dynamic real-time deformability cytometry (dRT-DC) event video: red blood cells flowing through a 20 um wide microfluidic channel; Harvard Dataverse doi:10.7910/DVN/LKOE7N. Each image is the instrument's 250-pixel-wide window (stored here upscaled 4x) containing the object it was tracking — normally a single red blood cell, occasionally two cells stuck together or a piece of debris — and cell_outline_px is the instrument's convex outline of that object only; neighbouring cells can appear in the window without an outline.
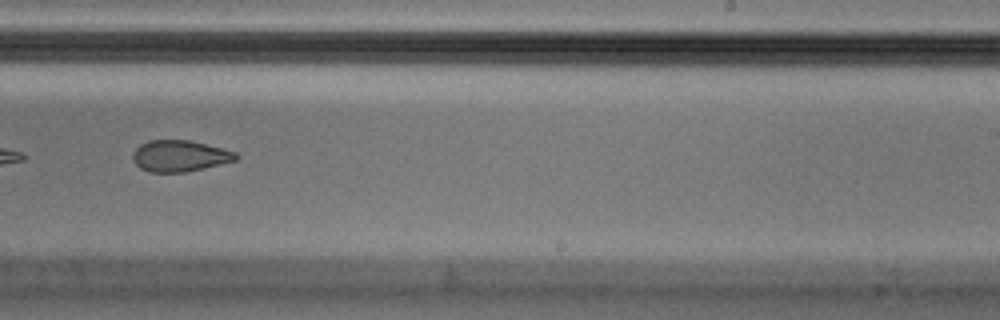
{"species": "Egyptian fruit bat (a non-hibernating species)", "species_latin": "Rousettus aegyptiacus", "temperature_condition": "cold", "stored_images_in_passage": 45, "camera_frame_rate_fps": 3000, "um_per_image_px": 0.085, "animal": {"sex": "male"}, "frame": {"image": 1, "passage_image": 26, "time_ms": 8.333, "image_size_px": [1000, 320], "cell_outline_px": [[240, 156], [236, 160], [204, 168], [184, 172], [148, 172], [140, 168], [132, 160], [132, 152], [140, 144], [148, 140], [192, 140], [236, 152]], "centroid_in_image_um": [15.26, 13.25], "position_along_channel_um": 273.7, "area_um2": 18.96}, "authors_computed_cell_mechanics": {"area_um2": 20.4612, "velocity_mm_per_s": 3.6607, "shape_relaxation_time_tau1_ms": null, "shape_relaxation_time_tau2_ms": 6.0003, "deformation_change_tau1": null, "deformation_change_tau2": 0.1224}}